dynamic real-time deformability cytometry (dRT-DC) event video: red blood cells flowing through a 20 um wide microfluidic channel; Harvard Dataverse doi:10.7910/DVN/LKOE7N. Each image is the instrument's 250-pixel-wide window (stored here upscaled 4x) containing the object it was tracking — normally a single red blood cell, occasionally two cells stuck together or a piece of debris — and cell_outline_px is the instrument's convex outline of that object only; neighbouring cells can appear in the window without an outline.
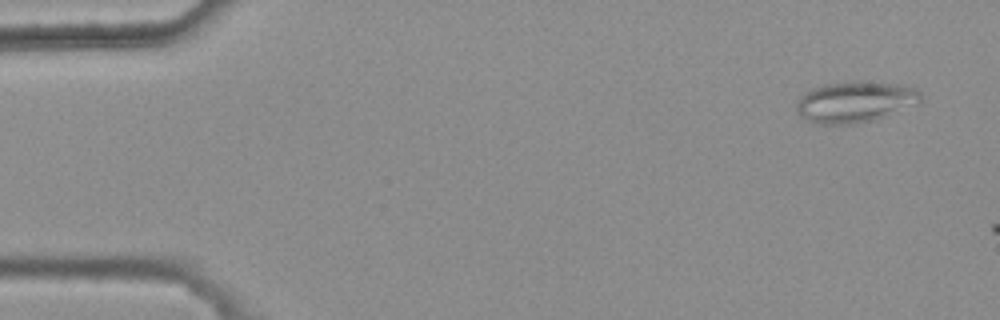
{"species": "common noctule bat (a hibernating species)", "species_latin": "Nyctalus noctula", "temperature_condition": "warm", "stored_images_in_passage": 2, "camera_frame_rate_fps": 3000, "um_per_image_px": 0.085, "animal": {"sex": "female", "body_mass_g": 25.1}, "frame": {"image": 1, "passage_image": 1, "time_ms": 0.0, "image_size_px": [1000, 320], "cell_outline_px": [[920, 100], [884, 116], [872, 120], [852, 124], [820, 124], [808, 120], [800, 116], [796, 108], [796, 104], [800, 96], [812, 88], [824, 84], [856, 80], [860, 80], [904, 84], [916, 88], [920, 92]], "centroid_in_image_um": [72.63, 8.62], "position_along_channel_um": 12.4, "area_um2": 29.54}}